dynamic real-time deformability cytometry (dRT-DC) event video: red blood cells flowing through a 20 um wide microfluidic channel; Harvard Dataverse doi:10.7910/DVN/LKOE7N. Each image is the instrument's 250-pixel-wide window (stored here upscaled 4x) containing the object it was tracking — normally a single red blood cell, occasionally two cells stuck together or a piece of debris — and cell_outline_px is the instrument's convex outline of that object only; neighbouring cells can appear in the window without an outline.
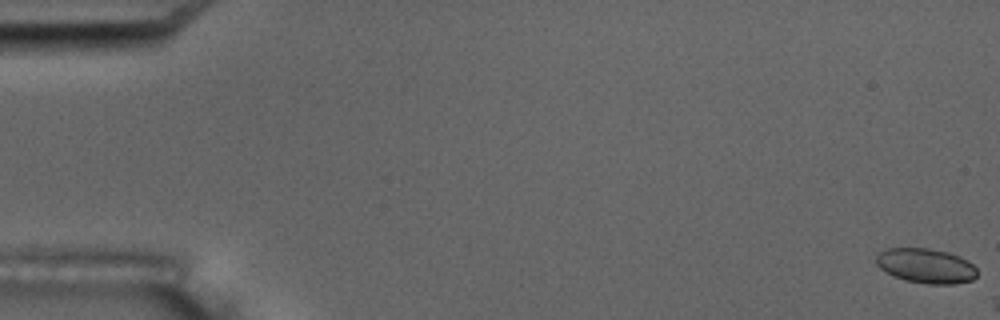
{"species": "common noctule bat (a hibernating species)", "species_latin": "Nyctalus noctula", "temperature_condition": "room temperature", "stored_images_in_passage": 3, "camera_frame_rate_fps": 3000, "um_per_image_px": 0.085, "animal": {"sex": "male", "body_mass_g": 17.5, "forearm_length_mm": 52.3}, "frame": {"image": 1, "passage_image": 1, "time_ms": 0.0, "image_size_px": [1000, 320], "cell_outline_px": [[976, 276], [972, 280], [952, 284], [928, 284], [904, 280], [892, 276], [880, 268], [876, 264], [876, 256], [880, 252], [888, 248], [928, 248], [948, 252], [960, 256], [968, 260], [976, 268]], "centroid_in_image_um": [78.7, 22.59], "position_along_channel_um": 6.3, "area_um2": 20.52}}